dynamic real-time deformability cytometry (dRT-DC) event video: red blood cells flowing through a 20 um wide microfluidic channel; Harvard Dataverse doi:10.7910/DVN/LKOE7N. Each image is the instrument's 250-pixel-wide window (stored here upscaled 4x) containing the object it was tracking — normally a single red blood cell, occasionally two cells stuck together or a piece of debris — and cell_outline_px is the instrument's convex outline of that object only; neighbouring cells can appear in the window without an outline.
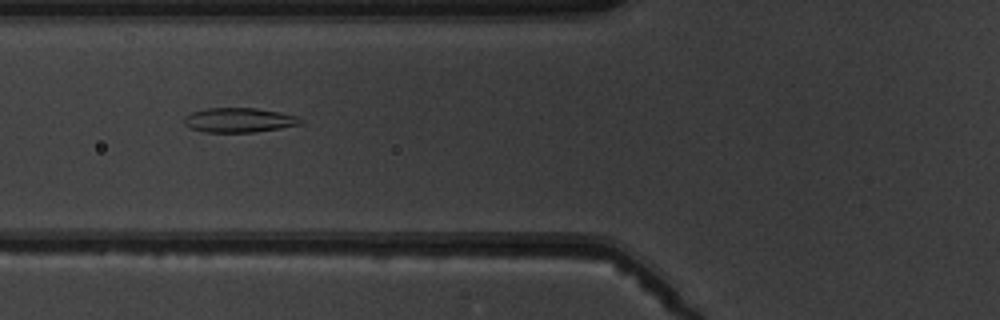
{"species": "common noctule bat (a hibernating species)", "species_latin": "Nyctalus noctula", "temperature_condition": "warm", "stored_images_in_passage": 8, "camera_frame_rate_fps": 3000, "um_per_image_px": 0.085, "animal": {"sex": "male", "body_mass_g": 19.5, "forearm_length_mm": 54.6}, "frame": {"image": 1, "passage_image": 6, "time_ms": 6.0, "image_size_px": [1000, 320], "cell_outline_px": [[304, 124], [256, 132], [204, 132], [192, 128], [184, 124], [184, 116], [192, 112], [208, 108], [256, 108], [280, 112], [296, 116], [304, 120]], "centroid_in_image_um": [20.35, 10.21], "position_along_channel_um": 105.4, "area_um2": 16.7}}
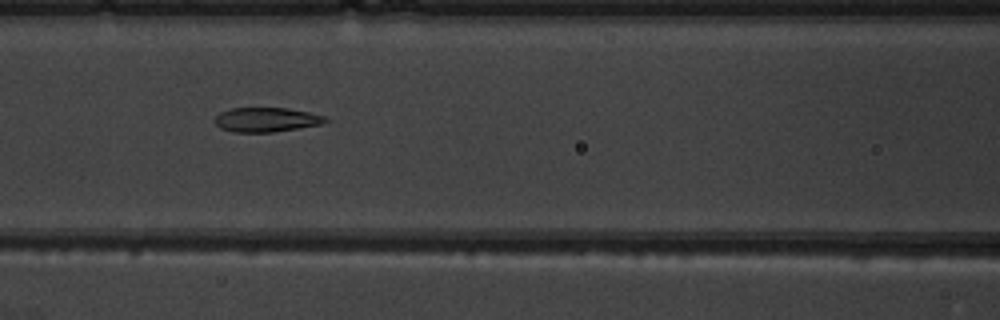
{"frame": {"image": 2, "passage_image": 7, "time_ms": 7.0, "image_size_px": [1000, 320], "cell_outline_px": [[332, 120], [324, 124], [272, 132], [232, 132], [220, 128], [216, 124], [216, 116], [220, 112], [232, 108], [288, 108], [308, 112], [324, 116]], "centroid_in_image_um": [22.68, 10.17], "position_along_channel_um": 143.9, "area_um2": 15.78}}
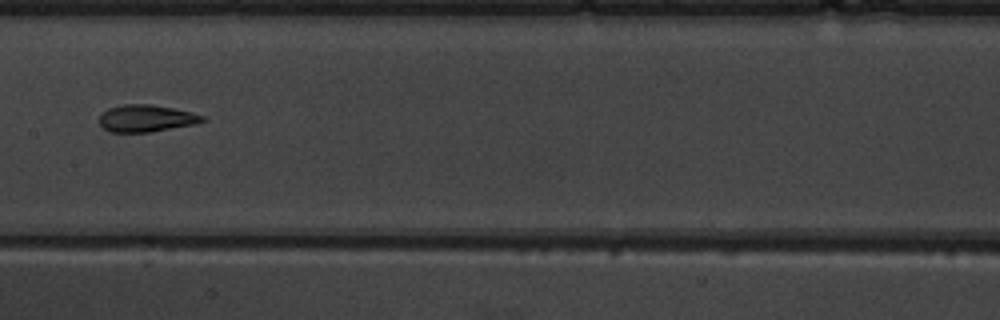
{"frame": {"image": 3, "passage_image": 8, "time_ms": 8.333, "image_size_px": [1000, 320], "cell_outline_px": [[208, 120], [196, 124], [148, 132], [108, 132], [100, 124], [100, 116], [108, 108], [124, 104], [152, 104], [192, 112], [204, 116]], "centroid_in_image_um": [12.45, 10.06], "position_along_channel_um": 194.9, "area_um2": 16.24}}